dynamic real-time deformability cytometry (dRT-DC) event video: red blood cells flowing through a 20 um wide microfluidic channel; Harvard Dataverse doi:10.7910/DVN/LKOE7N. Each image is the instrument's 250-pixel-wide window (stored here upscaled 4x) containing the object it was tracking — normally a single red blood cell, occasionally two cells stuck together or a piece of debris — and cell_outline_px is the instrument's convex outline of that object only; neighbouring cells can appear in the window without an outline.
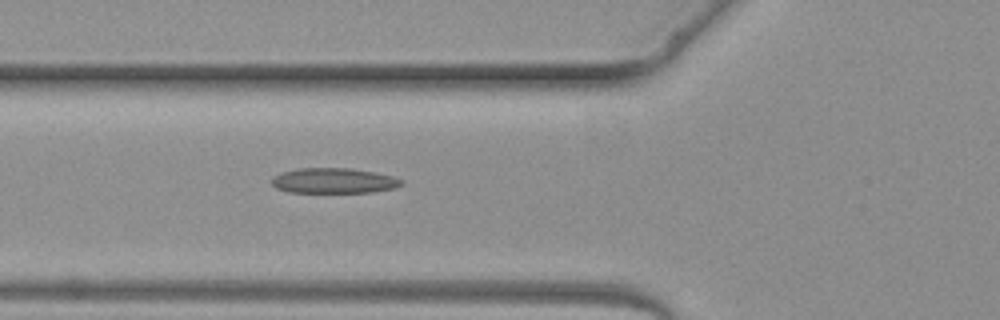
{"species": "common noctule bat (a hibernating species)", "species_latin": "Nyctalus noctula", "temperature_condition": "warm", "stored_images_in_passage": 5, "camera_frame_rate_fps": 3000, "um_per_image_px": 0.085, "animal": {"sex": "female", "body_mass_g": 19.3, "forearm_length_mm": 54.1}, "frame": {"image": 1, "passage_image": 5, "time_ms": 4.667, "image_size_px": [1000, 320], "cell_outline_px": [[404, 184], [396, 188], [372, 192], [288, 192], [276, 188], [272, 184], [272, 176], [296, 168], [352, 168], [392, 176], [404, 180]], "centroid_in_image_um": [28.39, 15.36], "position_along_channel_um": 97.4, "area_um2": 19.13}}